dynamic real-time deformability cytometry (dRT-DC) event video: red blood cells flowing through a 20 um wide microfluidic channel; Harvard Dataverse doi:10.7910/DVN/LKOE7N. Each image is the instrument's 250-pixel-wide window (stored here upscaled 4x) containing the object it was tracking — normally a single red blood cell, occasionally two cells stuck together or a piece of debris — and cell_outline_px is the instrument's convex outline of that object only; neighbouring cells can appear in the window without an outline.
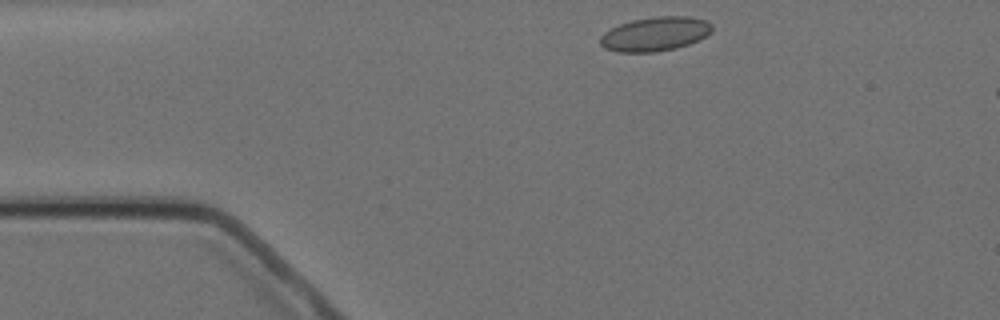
{"species": "Egyptian fruit bat (a non-hibernating species)", "species_latin": "Rousettus aegyptiacus", "temperature_condition": "cold", "stored_images_in_passage": 3, "camera_frame_rate_fps": 3000, "um_per_image_px": 0.085, "animal": {"sex": "female"}, "frame": {"image": 1, "passage_image": 1, "time_ms": 0.0, "image_size_px": [1000, 320], "cell_outline_px": [[712, 32], [700, 40], [676, 48], [656, 52], [620, 52], [604, 48], [600, 44], [600, 36], [604, 32], [620, 24], [632, 20], [656, 16], [692, 16], [708, 20], [712, 24]], "centroid_in_image_um": [55.73, 2.88], "position_along_channel_um": 29.3, "area_um2": 22.48}}